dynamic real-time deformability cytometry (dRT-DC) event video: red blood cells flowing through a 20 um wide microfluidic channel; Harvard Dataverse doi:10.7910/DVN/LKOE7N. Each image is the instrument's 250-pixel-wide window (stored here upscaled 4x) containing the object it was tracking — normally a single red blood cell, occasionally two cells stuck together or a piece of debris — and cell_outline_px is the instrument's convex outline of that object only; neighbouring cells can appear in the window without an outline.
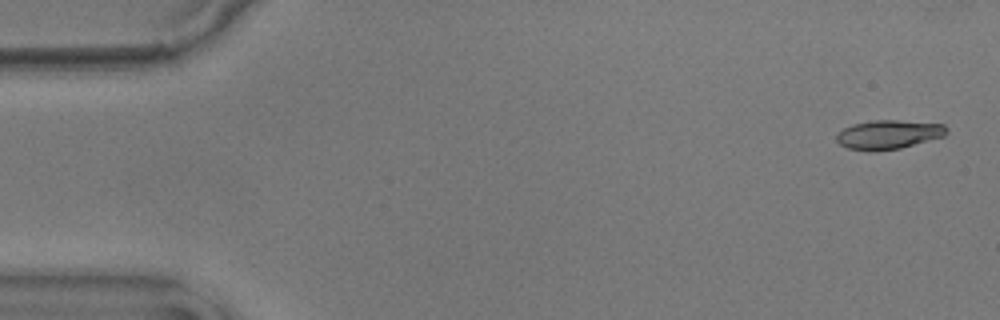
{"species": "common noctule bat (a hibernating species)", "species_latin": "Nyctalus noctula", "temperature_condition": "warm", "stored_images_in_passage": 55, "camera_frame_rate_fps": 3000, "um_per_image_px": 0.085, "animal": {"sex": "male", "body_mass_g": 17.9}, "frame": {"image": 1, "passage_image": 1, "time_ms": 0.0, "image_size_px": [1000, 320], "cell_outline_px": [[948, 132], [944, 136], [900, 148], [872, 152], [848, 148], [840, 144], [836, 140], [836, 132], [852, 124], [872, 120], [900, 120], [944, 124], [948, 128]], "centroid_in_image_um": [75.5, 11.43], "position_along_channel_um": 9.5, "area_um2": 18.79}}
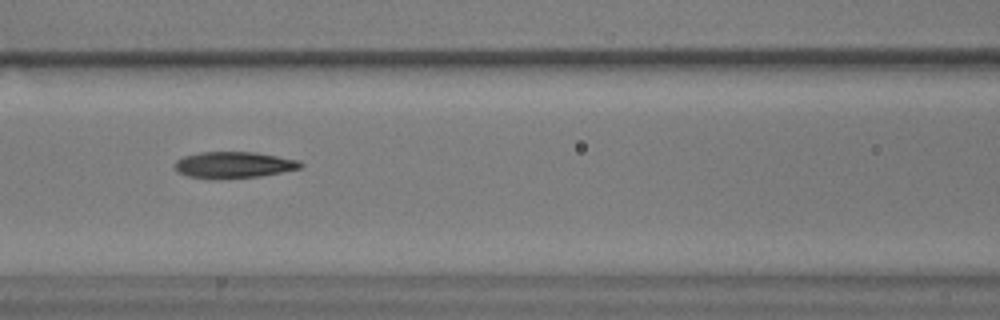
{"frame": {"image": 2, "passage_image": 23, "time_ms": 7.333, "image_size_px": [1000, 320], "cell_outline_px": [[304, 164], [300, 168], [260, 176], [188, 176], [176, 172], [176, 160], [184, 156], [200, 152], [256, 152], [300, 160]], "centroid_in_image_um": [19.92, 13.96], "position_along_channel_um": 146.7, "area_um2": 18.44}}
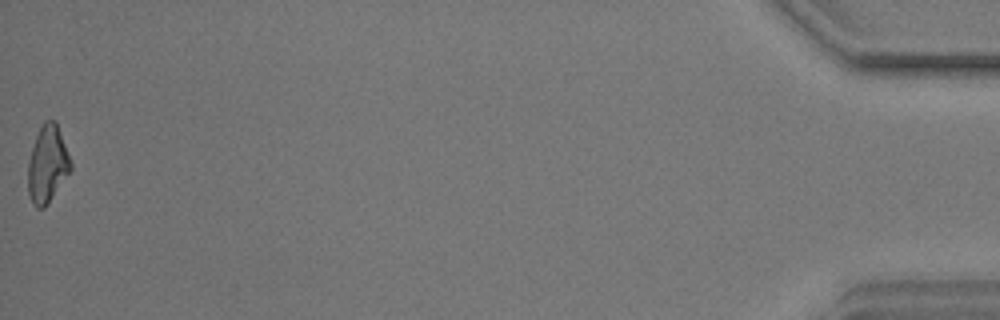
{"frame": {"image": 3, "passage_image": 55, "time_ms": 18.0, "image_size_px": [1000, 320], "cell_outline_px": [[72, 168], [44, 208], [36, 208], [32, 204], [28, 192], [28, 164], [32, 148], [36, 136], [44, 120], [56, 120], [72, 164]], "centroid_in_image_um": [4.02, 13.95], "position_along_channel_um": 431.2, "area_um2": 18.9}, "authors_computed_cell_mechanics": {"area_um2": 19.2474, "velocity_mm_per_s": 3.5968, "shape_relaxation_time_tau1_ms": 7.7671, "shape_relaxation_time_tau2_ms": 3.5581, "deformation_change_tau1": 0.2278, "deformation_change_tau2": 0.1235}}